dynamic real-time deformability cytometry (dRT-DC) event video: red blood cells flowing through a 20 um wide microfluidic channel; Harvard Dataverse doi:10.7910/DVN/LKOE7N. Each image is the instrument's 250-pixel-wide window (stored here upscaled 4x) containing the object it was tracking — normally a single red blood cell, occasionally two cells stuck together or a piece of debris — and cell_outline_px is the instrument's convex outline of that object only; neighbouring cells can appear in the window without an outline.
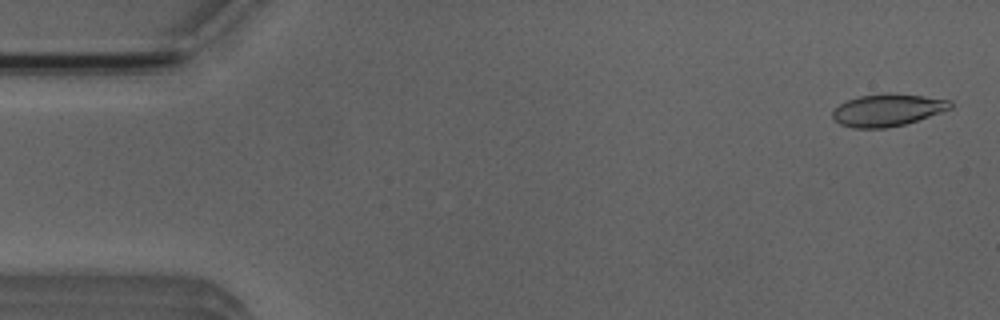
{"species": "Egyptian fruit bat (a non-hibernating species)", "species_latin": "Rousettus aegyptiacus", "temperature_condition": "room temperature", "stored_images_in_passage": 4, "camera_frame_rate_fps": 3000, "um_per_image_px": 0.085, "animal": {"sex": "male"}, "frame": {"image": 1, "passage_image": 1, "time_ms": 0.0, "image_size_px": [1000, 320], "cell_outline_px": [[952, 108], [904, 124], [888, 128], [852, 128], [840, 124], [832, 116], [832, 108], [848, 100], [860, 96], [888, 92], [924, 96], [952, 100]], "centroid_in_image_um": [75.42, 9.34], "position_along_channel_um": 9.6, "area_um2": 22.14}}